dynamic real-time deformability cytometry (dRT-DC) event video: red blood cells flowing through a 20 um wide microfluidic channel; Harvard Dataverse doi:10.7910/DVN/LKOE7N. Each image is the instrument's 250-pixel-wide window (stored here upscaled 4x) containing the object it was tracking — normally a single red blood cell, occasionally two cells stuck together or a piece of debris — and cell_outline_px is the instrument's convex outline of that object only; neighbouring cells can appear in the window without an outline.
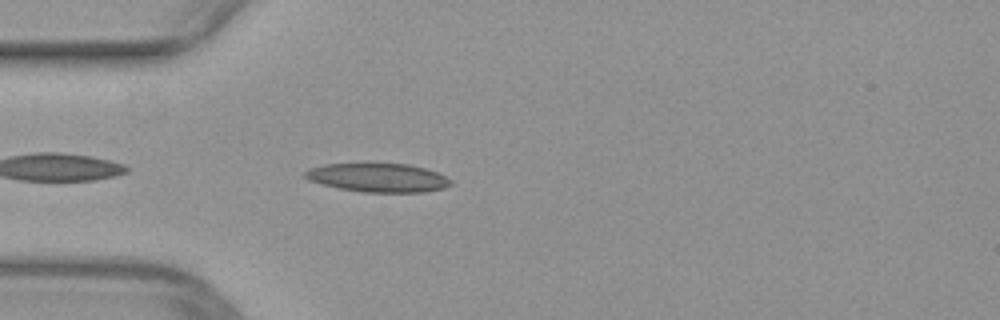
{"species": "common noctule bat (a hibernating species)", "species_latin": "Nyctalus noctula", "temperature_condition": "warm", "stored_images_in_passage": 34, "camera_frame_rate_fps": 3000, "um_per_image_px": 0.085, "animal": {"sex": "female", "body_mass_g": 29.2, "forearm_length_mm": 56.3}, "frame": {"image": 1, "passage_image": 2, "time_ms": 0.333, "image_size_px": [1000, 320], "cell_outline_px": [[452, 184], [444, 188], [424, 192], [364, 192], [340, 188], [308, 180], [304, 176], [304, 172], [308, 168], [324, 164], [408, 164], [424, 168], [436, 172], [452, 180]], "centroid_in_image_um": [32.13, 15.1], "position_along_channel_um": 52.9, "area_um2": 24.16}}
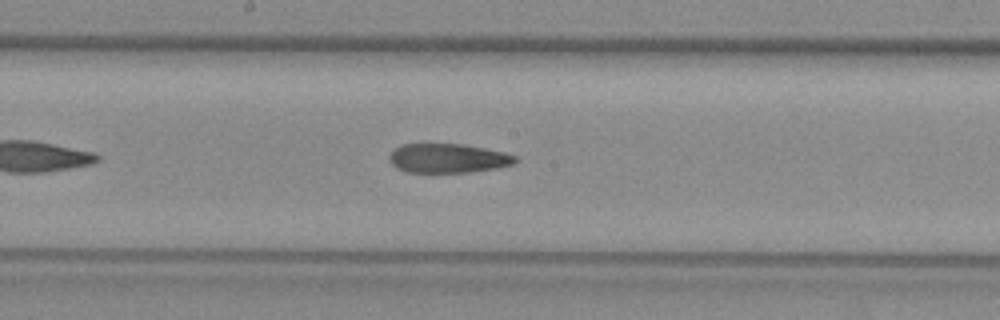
{"frame": {"image": 2, "passage_image": 14, "time_ms": 4.333, "image_size_px": [1000, 320], "cell_outline_px": [[516, 160], [512, 164], [496, 168], [468, 172], [408, 172], [396, 168], [388, 160], [388, 156], [400, 144], [464, 144], [504, 152], [516, 156]], "centroid_in_image_um": [38.04, 13.45], "position_along_channel_um": 210.2, "area_um2": 21.33}}
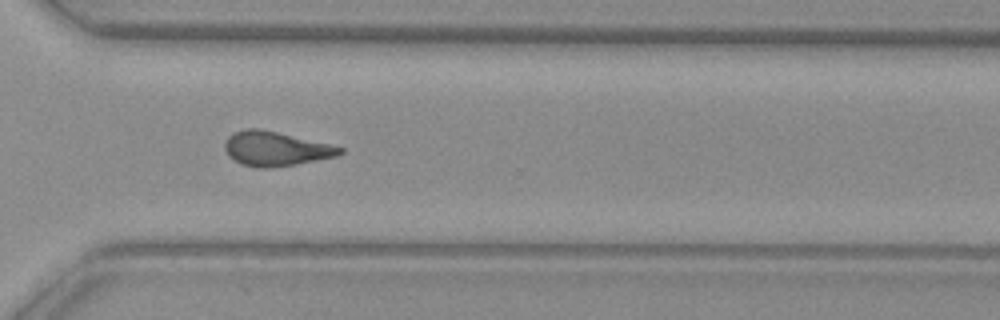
{"frame": {"image": 3, "passage_image": 24, "time_ms": 7.667, "image_size_px": [1000, 320], "cell_outline_px": [[344, 152], [336, 156], [296, 164], [268, 168], [256, 168], [240, 164], [228, 156], [224, 148], [224, 144], [228, 136], [232, 132], [248, 128], [260, 128], [328, 144], [344, 148]], "centroid_in_image_um": [23.37, 12.64], "position_along_channel_um": 347.2, "area_um2": 23.0}}